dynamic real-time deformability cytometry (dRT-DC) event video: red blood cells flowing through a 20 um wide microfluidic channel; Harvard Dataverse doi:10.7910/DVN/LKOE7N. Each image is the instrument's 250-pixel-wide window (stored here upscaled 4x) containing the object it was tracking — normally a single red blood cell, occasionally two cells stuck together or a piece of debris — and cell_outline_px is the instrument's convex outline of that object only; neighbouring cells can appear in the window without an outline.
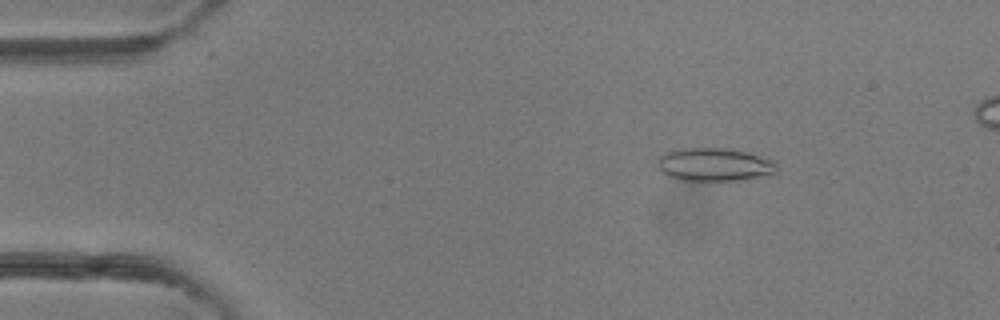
{"species": "common noctule bat (a hibernating species)", "species_latin": "Nyctalus noctula", "temperature_condition": "room temperature", "stored_images_in_passage": 46, "camera_frame_rate_fps": 3000, "um_per_image_px": 0.085, "animal": {"sex": "female"}, "frame": {"image": 1, "passage_image": 6, "time_ms": 1.667, "image_size_px": [1000, 320], "cell_outline_px": [[776, 172], [744, 180], [692, 184], [668, 176], [656, 164], [656, 160], [664, 152], [676, 148], [724, 148], [748, 152], [776, 160]], "centroid_in_image_um": [60.68, 14.02], "position_along_channel_um": 24.3, "area_um2": 24.1}}
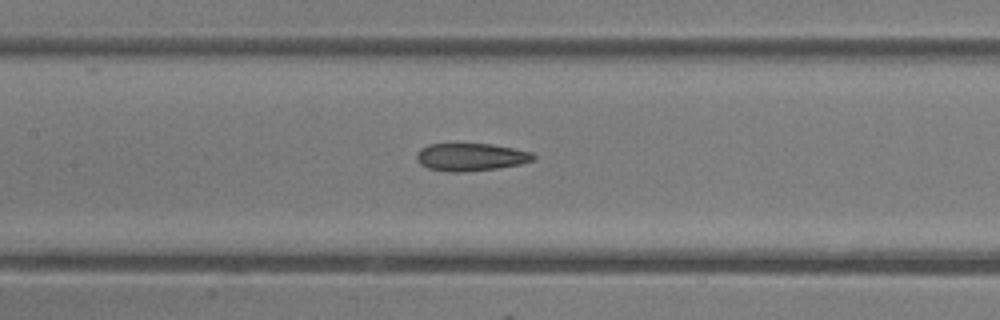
{"frame": {"image": 2, "passage_image": 21, "time_ms": 6.667, "image_size_px": [1000, 320], "cell_outline_px": [[536, 160], [520, 164], [496, 168], [464, 172], [448, 172], [428, 168], [420, 164], [416, 160], [416, 156], [420, 148], [428, 144], [492, 144], [532, 152], [536, 156]], "centroid_in_image_um": [40.01, 13.35], "position_along_channel_um": 167.4, "area_um2": 18.9}}
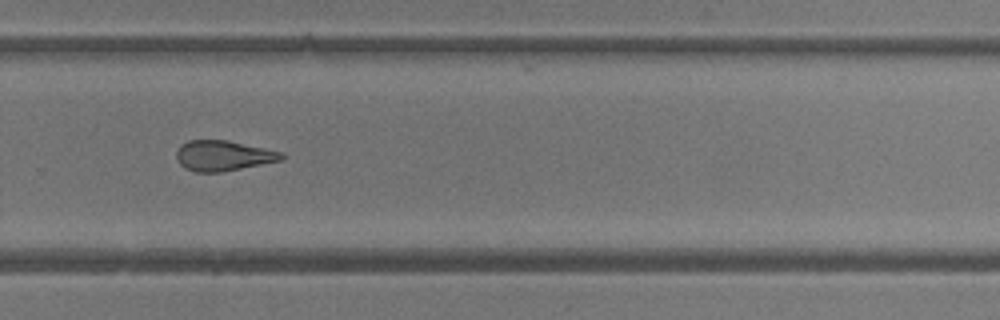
{"frame": {"image": 3, "passage_image": 31, "time_ms": 10.0, "image_size_px": [1000, 320], "cell_outline_px": [[284, 160], [224, 172], [196, 172], [184, 168], [176, 160], [176, 152], [180, 144], [188, 140], [228, 140], [284, 152]], "centroid_in_image_um": [18.99, 13.23], "position_along_channel_um": 310.8, "area_um2": 18.96}}